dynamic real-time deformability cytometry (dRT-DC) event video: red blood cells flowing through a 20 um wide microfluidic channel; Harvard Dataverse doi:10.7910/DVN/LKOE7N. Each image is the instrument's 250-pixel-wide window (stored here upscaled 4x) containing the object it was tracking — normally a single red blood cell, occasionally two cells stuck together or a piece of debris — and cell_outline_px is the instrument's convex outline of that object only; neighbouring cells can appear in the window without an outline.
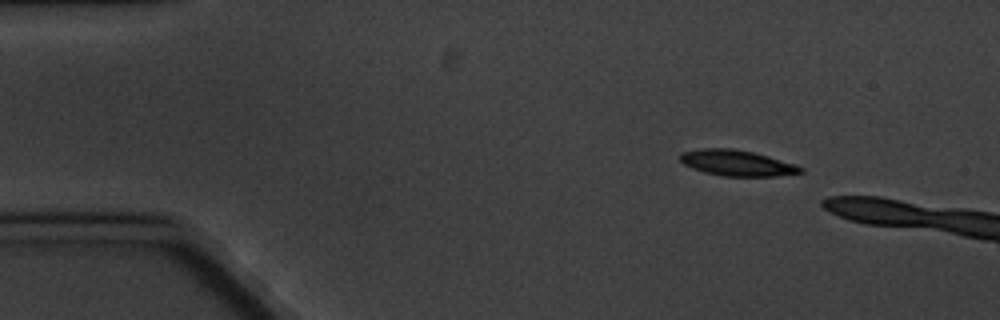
{"species": "common noctule bat (a hibernating species)", "species_latin": "Nyctalus noctula", "temperature_condition": "cold", "stored_images_in_passage": 4, "camera_frame_rate_fps": 3000, "um_per_image_px": 0.085, "animal": {"sex": "male", "body_mass_g": 20.1, "forearm_length_mm": 53.5}, "frame": {"image": 1, "passage_image": 1, "time_ms": 0.0, "image_size_px": [1000, 320], "cell_outline_px": [[804, 172], [772, 176], [720, 176], [704, 172], [692, 168], [684, 164], [680, 160], [680, 152], [704, 148], [732, 148], [752, 152], [768, 156], [796, 164], [804, 168]], "centroid_in_image_um": [62.63, 13.85], "position_along_channel_um": 22.4, "area_um2": 18.09}}